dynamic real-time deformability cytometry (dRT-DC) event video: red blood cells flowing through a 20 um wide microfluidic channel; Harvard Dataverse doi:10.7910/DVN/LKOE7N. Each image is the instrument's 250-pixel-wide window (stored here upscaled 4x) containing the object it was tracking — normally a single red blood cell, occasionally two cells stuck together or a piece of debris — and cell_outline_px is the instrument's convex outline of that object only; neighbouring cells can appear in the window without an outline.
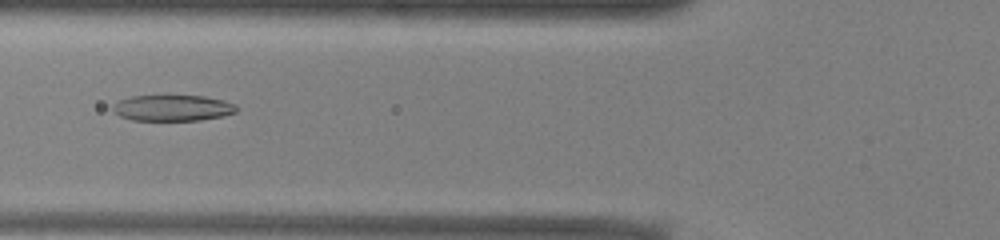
{"species": "common noctule bat (a hibernating species)", "species_latin": "Nyctalus noctula", "temperature_condition": "warm", "stored_images_in_passage": 51, "camera_frame_rate_fps": 3000, "um_per_image_px": 0.085, "animal": {"sex": "male", "body_mass_g": 13.0, "forearm_length_mm": 53.1}, "frame": {"image": 1, "passage_image": 19, "time_ms": 6.0, "image_size_px": [1000, 240], "cell_outline_px": [[236, 112], [224, 116], [200, 120], [132, 120], [120, 116], [112, 112], [112, 108], [120, 100], [132, 96], [164, 92], [168, 92], [204, 96], [224, 100], [236, 104]], "centroid_in_image_um": [14.67, 9.12], "position_along_channel_um": 111.1, "area_um2": 19.77}}
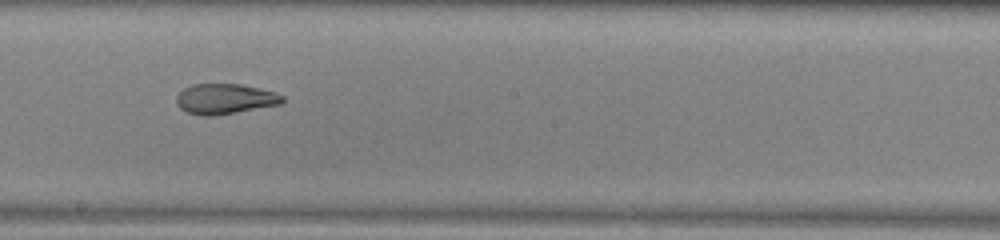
{"frame": {"image": 2, "passage_image": 28, "time_ms": 9.0, "image_size_px": [1000, 240], "cell_outline_px": [[284, 100], [280, 104], [216, 116], [200, 116], [188, 112], [180, 108], [176, 104], [176, 96], [184, 88], [192, 84], [240, 84], [260, 88], [276, 92], [284, 96]], "centroid_in_image_um": [19.11, 8.41], "position_along_channel_um": 229.1, "area_um2": 18.84}}
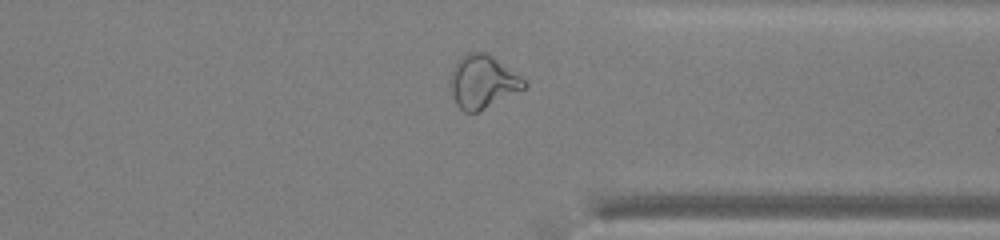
{"frame": {"image": 3, "passage_image": 39, "time_ms": 12.667, "image_size_px": [1000, 240], "cell_outline_px": [[528, 84], [524, 88], [476, 112], [464, 112], [456, 104], [452, 96], [448, 84], [448, 80], [452, 68], [456, 60], [468, 52], [488, 52], [520, 76]], "centroid_in_image_um": [40.96, 6.92], "position_along_channel_um": 370.4, "area_um2": 22.83}, "authors_computed_cell_mechanics": {"area_um2": 22.3108, "velocity_mm_per_s": 3.9325, "shape_relaxation_time_tau1_ms": null, "shape_relaxation_time_tau2_ms": 2.6769, "deformation_change_tau1": null, "deformation_change_tau2": 0.1031}}